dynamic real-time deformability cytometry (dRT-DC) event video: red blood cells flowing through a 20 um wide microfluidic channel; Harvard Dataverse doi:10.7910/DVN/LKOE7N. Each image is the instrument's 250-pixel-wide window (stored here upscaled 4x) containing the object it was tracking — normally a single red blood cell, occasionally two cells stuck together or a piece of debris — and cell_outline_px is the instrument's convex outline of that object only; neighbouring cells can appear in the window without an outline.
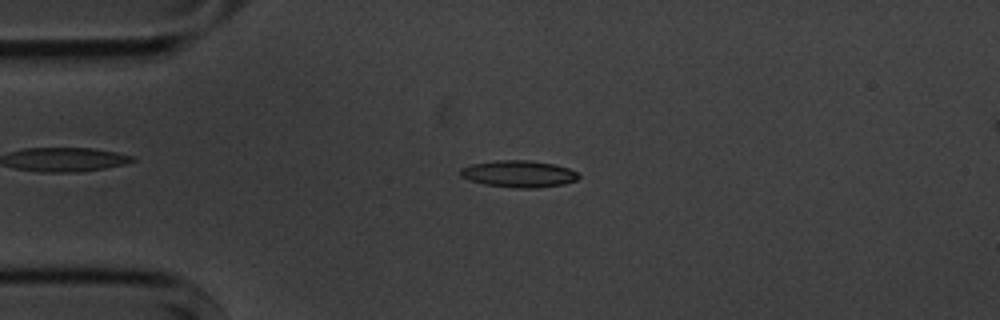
{"species": "common noctule bat (a hibernating species)", "species_latin": "Nyctalus noctula", "temperature_condition": "cold", "stored_images_in_passage": 54, "camera_frame_rate_fps": 3000, "um_per_image_px": 0.085, "animal": {"sex": "male", "body_mass_g": 20.1, "forearm_length_mm": 53.5}, "frame": {"image": 1, "passage_image": 12, "time_ms": 3.667, "image_size_px": [1000, 320], "cell_outline_px": [[580, 176], [576, 180], [564, 184], [536, 188], [516, 188], [484, 184], [460, 176], [460, 168], [472, 164], [496, 160], [528, 160], [556, 164], [568, 168], [576, 172]], "centroid_in_image_um": [44.11, 14.77], "position_along_channel_um": 40.9, "area_um2": 18.44}}
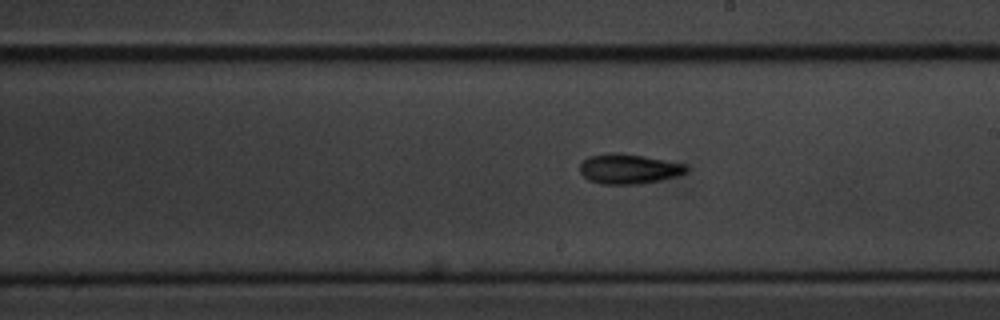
{"frame": {"image": 2, "passage_image": 30, "time_ms": 9.667, "image_size_px": [1000, 320], "cell_outline_px": [[688, 168], [684, 172], [676, 176], [660, 180], [640, 184], [600, 184], [588, 180], [580, 172], [580, 164], [588, 156], [608, 152], [644, 156], [684, 164]], "centroid_in_image_um": [53.38, 14.36], "position_along_channel_um": 235.6, "area_um2": 18.38}}
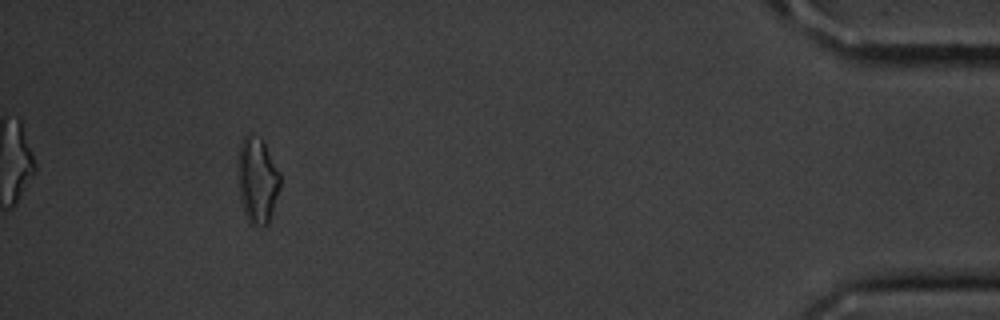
{"frame": {"image": 3, "passage_image": 50, "time_ms": 16.333, "image_size_px": [1000, 320], "cell_outline_px": [[280, 188], [268, 224], [252, 224], [248, 220], [244, 212], [240, 200], [236, 164], [236, 160], [240, 144], [244, 136], [252, 132], [260, 136], [264, 140], [280, 172]], "centroid_in_image_um": [21.85, 15.22], "position_along_channel_um": 413.3, "area_um2": 21.68}, "authors_computed_cell_mechanics": {"area_um2": 17.4556, "velocity_mm_per_s": 3.6146, "shape_relaxation_time_tau1_ms": 3.6079, "shape_relaxation_time_tau2_ms": 6.4761, "deformation_change_tau1": 0.1359, "deformation_change_tau2": 0.1423}}